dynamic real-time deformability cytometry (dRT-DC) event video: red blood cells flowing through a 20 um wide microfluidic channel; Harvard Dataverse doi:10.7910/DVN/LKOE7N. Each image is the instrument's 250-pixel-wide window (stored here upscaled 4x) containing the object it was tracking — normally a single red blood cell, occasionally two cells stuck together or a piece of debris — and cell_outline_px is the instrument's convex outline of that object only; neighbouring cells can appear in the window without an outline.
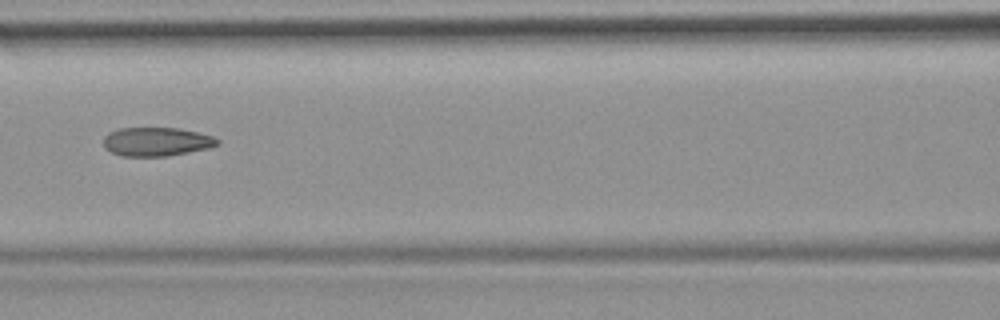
{"species": "common noctule bat (a hibernating species)", "species_latin": "Nyctalus noctula", "temperature_condition": "room temperature", "stored_images_in_passage": 7, "camera_frame_rate_fps": 3000, "um_per_image_px": 0.085, "animal": {"sex": "female", "body_mass_g": 19.9}, "frame": {"image": 1, "passage_image": 6, "time_ms": 6.0, "image_size_px": [1000, 320], "cell_outline_px": [[220, 144], [208, 148], [168, 156], [124, 156], [112, 152], [104, 148], [104, 136], [108, 132], [120, 128], [180, 128], [212, 136], [220, 140]], "centroid_in_image_um": [13.3, 12.04], "position_along_channel_um": 153.3, "area_um2": 19.07}}
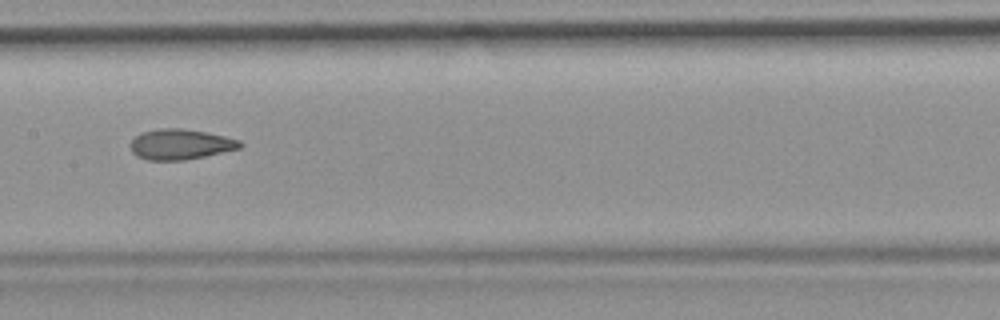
{"frame": {"image": 2, "passage_image": 7, "time_ms": 7.0, "image_size_px": [1000, 320], "cell_outline_px": [[240, 148], [204, 156], [184, 160], [148, 160], [136, 156], [132, 152], [132, 140], [140, 132], [160, 128], [180, 128], [204, 132], [224, 136], [240, 140]], "centroid_in_image_um": [15.3, 12.26], "position_along_channel_um": 192.1, "area_um2": 19.13}}